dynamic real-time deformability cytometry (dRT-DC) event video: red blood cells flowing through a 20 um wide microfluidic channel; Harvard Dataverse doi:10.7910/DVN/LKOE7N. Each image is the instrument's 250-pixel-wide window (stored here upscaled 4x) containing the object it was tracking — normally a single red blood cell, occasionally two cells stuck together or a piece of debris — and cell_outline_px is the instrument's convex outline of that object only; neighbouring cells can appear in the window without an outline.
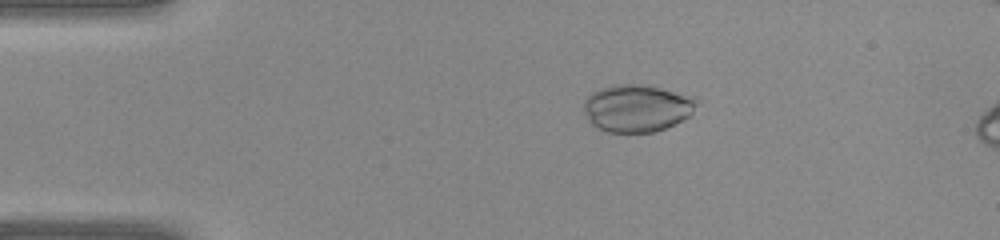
{"species": "common noctule bat (a hibernating species)", "species_latin": "Nyctalus noctula", "temperature_condition": "warm", "stored_images_in_passage": 5, "camera_frame_rate_fps": 3000, "um_per_image_px": 0.085, "animal": {"sex": "female", "body_mass_g": 22.0, "forearm_length_mm": 56.7}, "frame": {"image": 1, "passage_image": 1, "time_ms": 0.0, "image_size_px": [1000, 240], "cell_outline_px": [[700, 100], [692, 112], [688, 116], [656, 132], [608, 132], [596, 128], [588, 120], [584, 112], [584, 100], [592, 92], [600, 88], [616, 84], [636, 84], [660, 88], [696, 96]], "centroid_in_image_um": [54.13, 9.18], "position_along_channel_um": 30.9, "area_um2": 31.15}}